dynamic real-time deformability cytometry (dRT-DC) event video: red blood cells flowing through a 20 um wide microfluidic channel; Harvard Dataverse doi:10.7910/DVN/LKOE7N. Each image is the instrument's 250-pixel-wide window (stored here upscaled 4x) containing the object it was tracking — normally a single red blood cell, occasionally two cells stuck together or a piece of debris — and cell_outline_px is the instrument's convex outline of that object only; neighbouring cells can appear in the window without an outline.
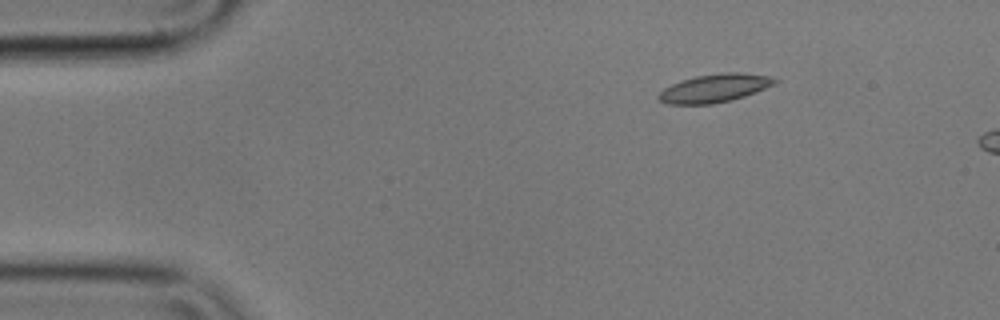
{"species": "common noctule bat (a hibernating species)", "species_latin": "Nyctalus noctula", "temperature_condition": "cold", "stored_images_in_passage": 4, "camera_frame_rate_fps": 3000, "um_per_image_px": 0.085, "animal": {"sex": "male", "body_mass_g": 17.9}, "frame": {"image": 1, "passage_image": 2, "time_ms": 0.333, "image_size_px": [1000, 320], "cell_outline_px": [[780, 80], [776, 84], [744, 96], [732, 100], [712, 104], [668, 104], [660, 100], [656, 96], [664, 88], [680, 80], [696, 76], [724, 72], [740, 72], [768, 76]], "centroid_in_image_um": [60.74, 7.49], "position_along_channel_um": 24.3, "area_um2": 19.13}}